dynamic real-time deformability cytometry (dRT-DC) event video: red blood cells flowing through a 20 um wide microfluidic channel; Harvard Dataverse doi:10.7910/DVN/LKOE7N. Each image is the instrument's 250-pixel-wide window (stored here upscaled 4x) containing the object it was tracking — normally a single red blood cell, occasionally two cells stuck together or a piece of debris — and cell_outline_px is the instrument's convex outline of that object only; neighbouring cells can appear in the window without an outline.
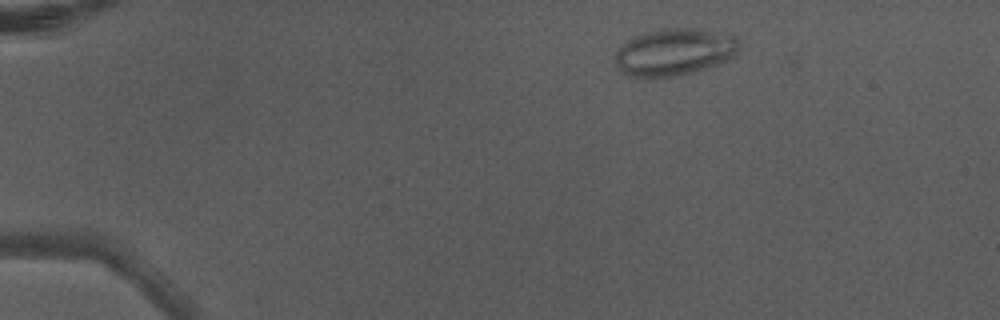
{"species": "Egyptian fruit bat (a non-hibernating species)", "species_latin": "Rousettus aegyptiacus", "temperature_condition": "warm", "stored_images_in_passage": 4, "camera_frame_rate_fps": 3000, "um_per_image_px": 0.085, "animal": {"sex": "male"}, "frame": {"image": 1, "passage_image": 2, "time_ms": 0.333, "image_size_px": [1000, 320], "cell_outline_px": [[740, 48], [732, 56], [716, 64], [696, 72], [680, 76], [652, 80], [628, 76], [616, 64], [616, 52], [632, 36], [644, 32], [660, 28], [696, 28], [736, 36], [740, 44]], "centroid_in_image_um": [57.3, 4.45], "position_along_channel_um": 27.7, "area_um2": 34.51}}